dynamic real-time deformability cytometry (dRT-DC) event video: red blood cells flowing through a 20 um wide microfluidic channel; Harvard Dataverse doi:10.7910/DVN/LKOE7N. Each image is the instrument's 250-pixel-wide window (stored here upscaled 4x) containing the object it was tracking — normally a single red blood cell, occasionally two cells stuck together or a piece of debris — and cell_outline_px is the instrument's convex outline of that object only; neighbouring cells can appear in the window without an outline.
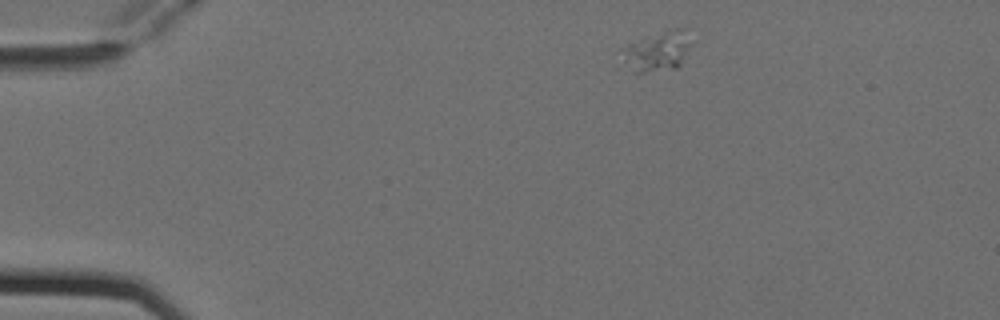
{"species": "Egyptian fruit bat (a non-hibernating species)", "species_latin": "Rousettus aegyptiacus", "temperature_condition": "cold", "stored_images_in_passage": 3, "camera_frame_rate_fps": 3000, "um_per_image_px": 0.085, "animal": {"sex": "female"}, "frame": {"image": 1, "passage_image": 1, "time_ms": 0.0, "image_size_px": [1000, 320], "cell_outline_px": [[692, 44], [680, 64], [676, 68], [644, 72], [636, 72], [624, 60], [624, 48], [628, 44], [644, 36], [676, 28], [688, 28]], "centroid_in_image_um": [55.97, 4.3], "position_along_channel_um": 29.0, "area_um2": 15.84}}